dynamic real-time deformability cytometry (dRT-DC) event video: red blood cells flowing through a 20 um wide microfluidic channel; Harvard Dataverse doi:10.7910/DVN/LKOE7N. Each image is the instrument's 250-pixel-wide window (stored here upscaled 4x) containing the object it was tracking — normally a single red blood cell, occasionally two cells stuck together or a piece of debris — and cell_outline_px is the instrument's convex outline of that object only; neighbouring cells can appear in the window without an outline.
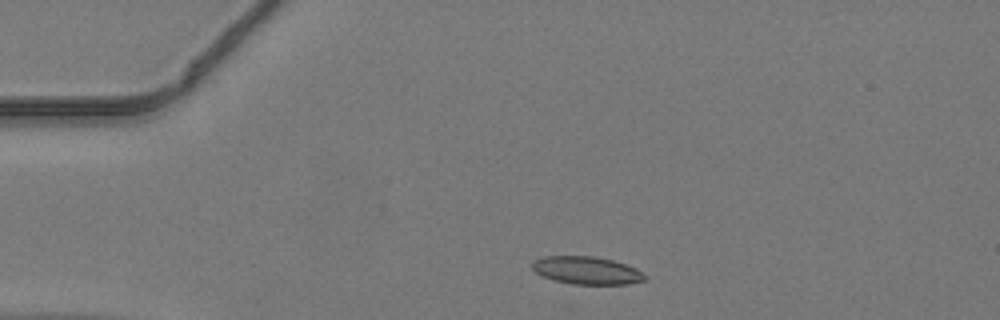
{"species": "common noctule bat (a hibernating species)", "species_latin": "Nyctalus noctula", "temperature_condition": "warm", "stored_images_in_passage": 39, "camera_frame_rate_fps": 3000, "um_per_image_px": 0.085, "animal": {"sex": "male", "body_mass_g": 19.2, "forearm_length_mm": 51.8}, "frame": {"image": 1, "passage_image": 1, "time_ms": 0.0, "image_size_px": [1000, 320], "cell_outline_px": [[648, 276], [644, 280], [628, 284], [572, 284], [552, 280], [536, 272], [532, 268], [532, 264], [536, 260], [544, 256], [592, 256], [612, 260], [636, 268]], "centroid_in_image_um": [49.88, 22.99], "position_along_channel_um": 35.1, "area_um2": 18.09}}
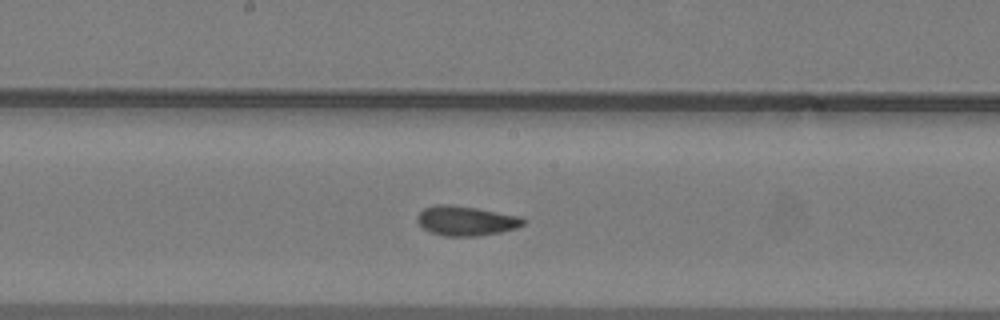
{"frame": {"image": 2, "passage_image": 16, "time_ms": 5.0, "image_size_px": [1000, 320], "cell_outline_px": [[524, 224], [516, 228], [500, 232], [476, 236], [444, 236], [432, 232], [424, 228], [416, 220], [416, 216], [424, 208], [436, 204], [448, 204], [476, 208], [520, 216], [524, 220]], "centroid_in_image_um": [39.59, 18.76], "position_along_channel_um": 208.6, "area_um2": 18.15}}
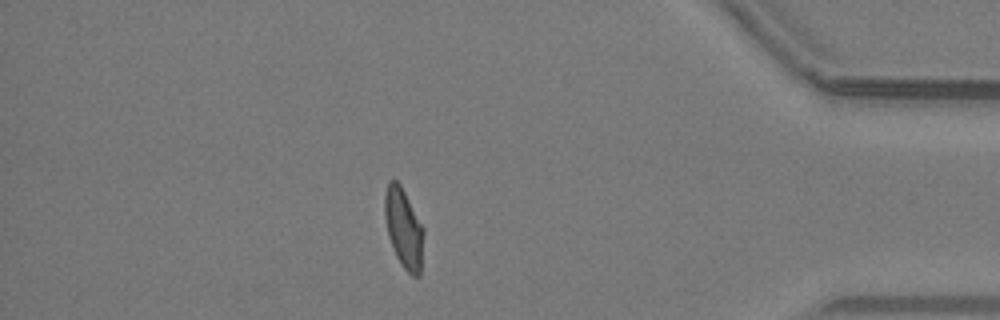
{"frame": {"image": 3, "passage_image": 32, "time_ms": 10.333, "image_size_px": [1000, 320], "cell_outline_px": [[424, 232], [420, 276], [412, 276], [404, 268], [396, 256], [388, 236], [384, 216], [384, 196], [388, 180], [396, 180], [400, 184], [424, 228]], "centroid_in_image_um": [34.3, 19.39], "position_along_channel_um": 400.9, "area_um2": 18.09}}